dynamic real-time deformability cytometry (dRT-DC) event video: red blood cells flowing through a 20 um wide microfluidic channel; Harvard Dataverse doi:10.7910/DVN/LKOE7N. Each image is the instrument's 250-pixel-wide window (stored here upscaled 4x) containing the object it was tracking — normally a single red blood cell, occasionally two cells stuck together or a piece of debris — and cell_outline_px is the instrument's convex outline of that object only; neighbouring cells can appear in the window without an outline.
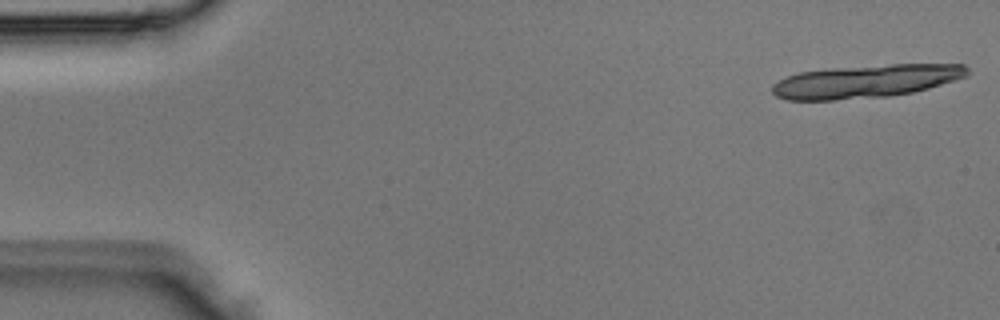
{"species": "Egyptian fruit bat (a non-hibernating species)", "species_latin": "Rousettus aegyptiacus", "temperature_condition": "room temperature", "stored_images_in_passage": 5, "camera_frame_rate_fps": 3000, "um_per_image_px": 0.085, "animal": {"sex": "male"}, "frame": {"image": 1, "passage_image": 1, "time_ms": 0.0, "image_size_px": [1000, 320], "cell_outline_px": [[968, 76], [928, 88], [912, 92], [888, 96], [832, 100], [788, 100], [776, 96], [772, 92], [772, 84], [784, 76], [800, 72], [836, 68], [892, 64], [964, 64], [968, 68]], "centroid_in_image_um": [73.57, 6.91], "position_along_channel_um": 11.4, "area_um2": 37.45}}
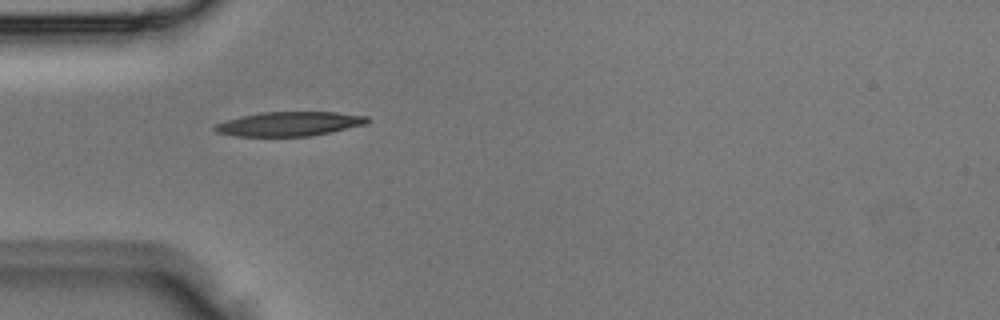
{"frame": {"image": 2, "passage_image": 4, "time_ms": 1.0, "image_size_px": [1000, 320], "cell_outline_px": [[368, 120], [364, 124], [328, 132], [308, 136], [236, 136], [216, 132], [212, 128], [212, 124], [240, 116], [260, 112], [336, 112], [368, 116]], "centroid_in_image_um": [24.49, 10.52], "position_along_channel_um": 60.5, "area_um2": 21.44}}
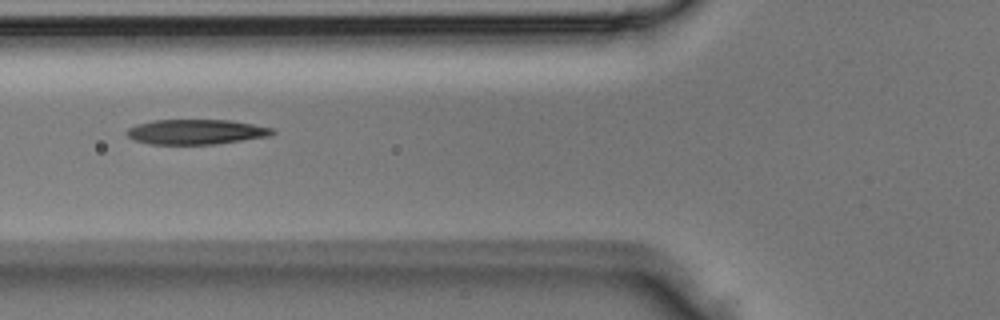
{"frame": {"image": 3, "passage_image": 5, "time_ms": 1.333, "image_size_px": [1000, 320], "cell_outline_px": [[276, 132], [272, 136], [216, 144], [148, 144], [136, 140], [128, 136], [124, 132], [128, 128], [136, 124], [152, 120], [228, 120], [252, 124], [272, 128]], "centroid_in_image_um": [16.66, 11.21], "position_along_channel_um": 109.1, "area_um2": 21.27}}